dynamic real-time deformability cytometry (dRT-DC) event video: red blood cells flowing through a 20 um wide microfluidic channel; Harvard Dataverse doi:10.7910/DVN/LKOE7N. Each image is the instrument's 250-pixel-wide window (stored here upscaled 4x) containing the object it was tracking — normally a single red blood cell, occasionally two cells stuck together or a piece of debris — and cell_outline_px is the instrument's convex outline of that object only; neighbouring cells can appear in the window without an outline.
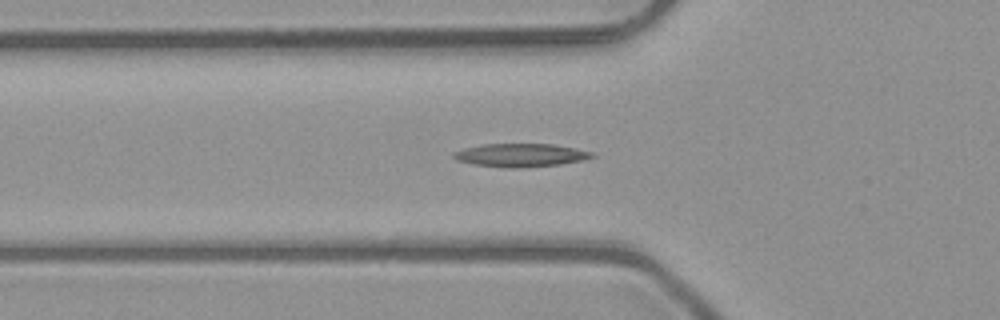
{"species": "common noctule bat (a hibernating species)", "species_latin": "Nyctalus noctula", "temperature_condition": "room temperature", "stored_images_in_passage": 41, "camera_frame_rate_fps": 3000, "um_per_image_px": 0.085, "animal": {"sex": "male", "body_mass_g": 23.1, "forearm_length_mm": 52.7}, "frame": {"image": 1, "passage_image": 7, "time_ms": 2.0, "image_size_px": [1000, 320], "cell_outline_px": [[596, 156], [580, 160], [560, 164], [520, 168], [504, 168], [472, 164], [456, 160], [452, 156], [452, 152], [464, 148], [484, 144], [552, 144], [576, 148], [592, 152]], "centroid_in_image_um": [44.2, 13.19], "position_along_channel_um": 81.6, "area_um2": 18.79}}
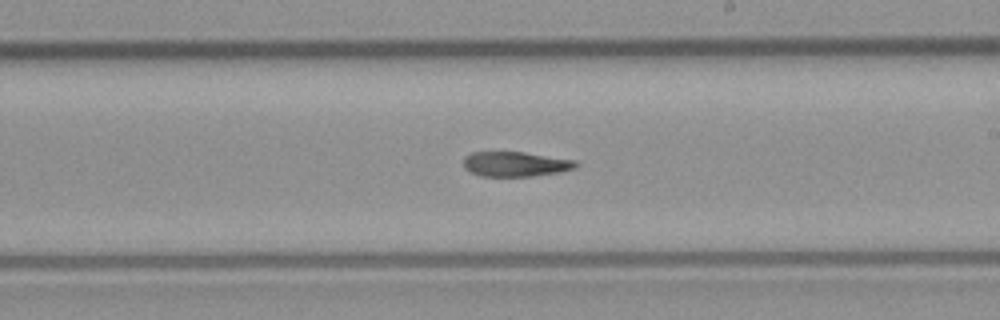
{"frame": {"image": 2, "passage_image": 19, "time_ms": 6.0, "image_size_px": [1000, 320], "cell_outline_px": [[580, 164], [576, 168], [560, 172], [532, 176], [480, 176], [464, 168], [464, 156], [472, 152], [524, 152], [576, 160]], "centroid_in_image_um": [43.85, 13.94], "position_along_channel_um": 245.2, "area_um2": 16.36}}
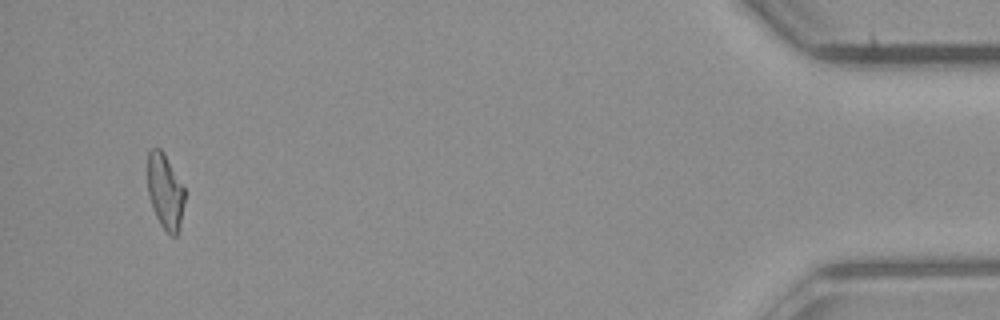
{"frame": {"image": 3, "passage_image": 38, "time_ms": 12.333, "image_size_px": [1000, 320], "cell_outline_px": [[184, 200], [180, 228], [176, 236], [172, 236], [160, 224], [156, 216], [148, 192], [148, 152], [152, 148], [160, 148], [164, 152], [184, 188]], "centroid_in_image_um": [14.04, 16.26], "position_along_channel_um": 421.2, "area_um2": 16.01}, "authors_computed_cell_mechanics": {"area_um2": 17.1088, "velocity_mm_per_s": 4.0617, "shape_relaxation_time_tau1_ms": null, "shape_relaxation_time_tau2_ms": 6.5458, "deformation_change_tau1": null, "deformation_change_tau2": 0.1548}}